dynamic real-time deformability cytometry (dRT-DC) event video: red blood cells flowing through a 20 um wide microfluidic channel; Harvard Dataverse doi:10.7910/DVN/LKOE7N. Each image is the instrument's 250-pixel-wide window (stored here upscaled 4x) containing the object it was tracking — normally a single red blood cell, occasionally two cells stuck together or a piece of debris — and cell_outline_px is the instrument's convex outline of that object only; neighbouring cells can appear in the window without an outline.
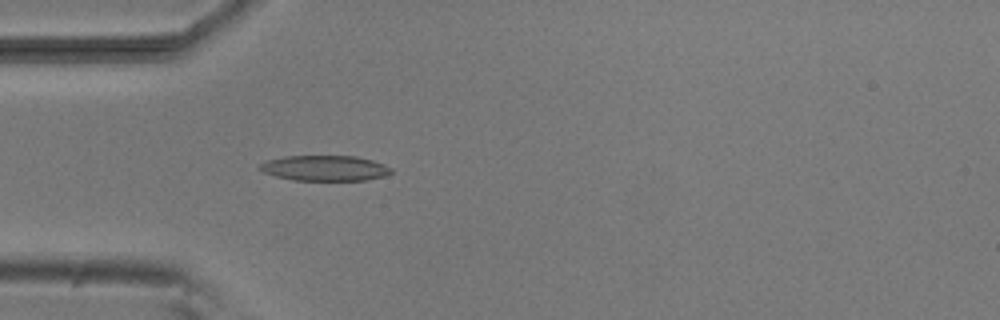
{"species": "common noctule bat (a hibernating species)", "species_latin": "Nyctalus noctula", "temperature_condition": "room temperature", "stored_images_in_passage": 48, "camera_frame_rate_fps": 3000, "um_per_image_px": 0.085, "animal": {"sex": "male", "body_mass_g": 20.5, "forearm_length_mm": 52.5}, "frame": {"image": 1, "passage_image": 11, "time_ms": 3.333, "image_size_px": [1000, 320], "cell_outline_px": [[392, 172], [384, 176], [368, 180], [292, 180], [276, 176], [264, 172], [256, 168], [260, 164], [268, 160], [284, 156], [356, 156], [372, 160], [384, 164], [392, 168]], "centroid_in_image_um": [27.61, 14.29], "position_along_channel_um": 57.4, "area_um2": 19.48}}
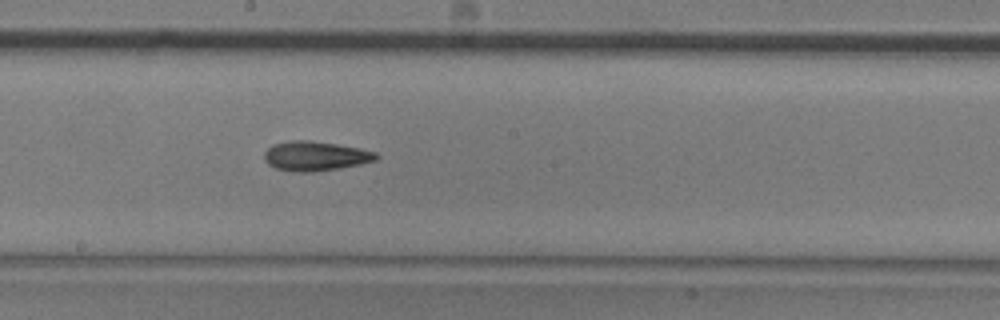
{"frame": {"image": 2, "passage_image": 24, "time_ms": 7.667, "image_size_px": [1000, 320], "cell_outline_px": [[380, 156], [376, 160], [360, 164], [340, 168], [312, 172], [292, 172], [276, 168], [268, 164], [264, 160], [264, 152], [272, 144], [288, 140], [308, 140], [336, 144], [360, 148], [376, 152]], "centroid_in_image_um": [26.79, 13.26], "position_along_channel_um": 221.4, "area_um2": 19.42}}
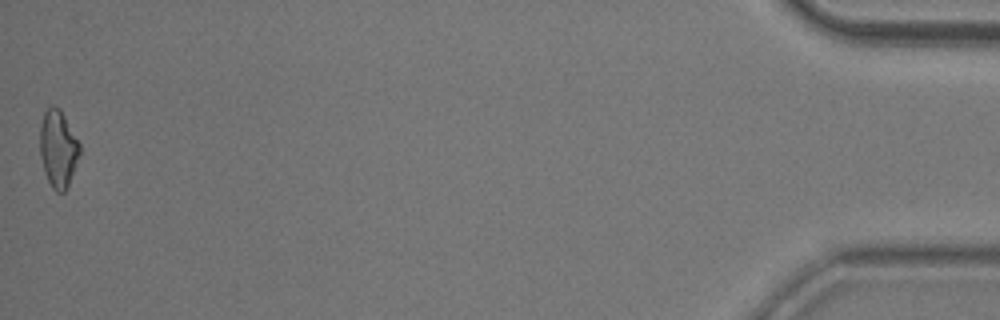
{"frame": {"image": 3, "passage_image": 48, "time_ms": 15.667, "image_size_px": [1000, 320], "cell_outline_px": [[80, 152], [68, 188], [64, 192], [56, 192], [52, 188], [44, 172], [40, 156], [40, 124], [44, 112], [52, 104], [60, 108], [80, 144]], "centroid_in_image_um": [4.93, 12.64], "position_along_channel_um": 430.3, "area_um2": 17.98}, "authors_computed_cell_mechanics": {"area_um2": 18.1203, "velocity_mm_per_s": 3.8376, "shape_relaxation_time_tau1_ms": null, "shape_relaxation_time_tau2_ms": 2.7805, "deformation_change_tau1": null, "deformation_change_tau2": 0.1014}}